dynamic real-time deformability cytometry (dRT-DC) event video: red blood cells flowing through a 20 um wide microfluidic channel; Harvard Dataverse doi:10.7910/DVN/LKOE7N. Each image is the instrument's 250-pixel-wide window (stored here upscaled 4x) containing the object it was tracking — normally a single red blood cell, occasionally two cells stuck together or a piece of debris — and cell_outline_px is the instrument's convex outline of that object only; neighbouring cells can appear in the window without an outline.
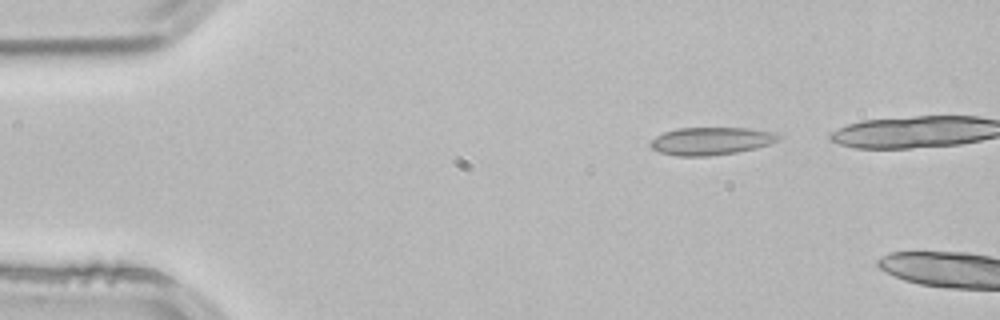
{"species": "common noctule bat (a hibernating species)", "species_latin": "Nyctalus noctula", "temperature_condition": "room temperature", "stored_images_in_passage": 2, "camera_frame_rate_fps": 3000, "um_per_image_px": 0.085, "animal": {"sex": "male", "body_mass_g": 21.5, "forearm_length_mm": 52.0}, "frame": {"image": 1, "passage_image": 1, "time_ms": 0.0, "image_size_px": [1000, 320], "cell_outline_px": [[780, 140], [756, 148], [736, 152], [708, 156], [676, 156], [660, 152], [652, 148], [648, 144], [656, 136], [664, 132], [676, 128], [748, 128], [776, 132], [780, 136]], "centroid_in_image_um": [60.44, 11.98], "position_along_channel_um": 24.6, "area_um2": 20.69}}